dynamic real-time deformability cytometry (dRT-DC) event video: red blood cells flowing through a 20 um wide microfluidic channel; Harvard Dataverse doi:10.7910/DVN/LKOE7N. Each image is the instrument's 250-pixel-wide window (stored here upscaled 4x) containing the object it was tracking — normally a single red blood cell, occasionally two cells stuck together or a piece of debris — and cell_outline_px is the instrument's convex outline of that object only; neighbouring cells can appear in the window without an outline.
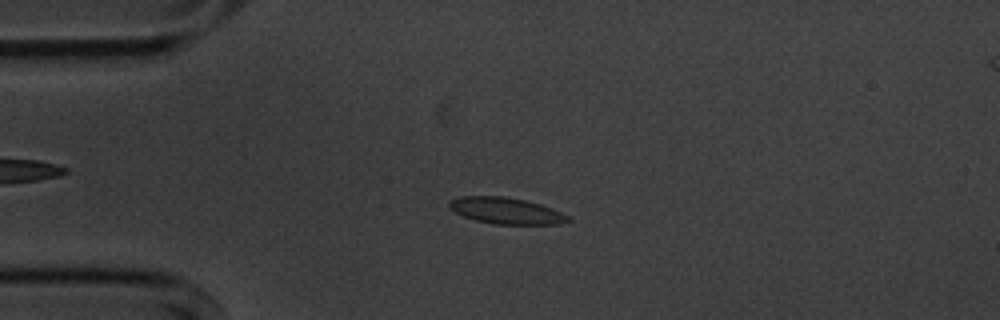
{"species": "common noctule bat (a hibernating species)", "species_latin": "Nyctalus noctula", "temperature_condition": "cold", "stored_images_in_passage": 54, "camera_frame_rate_fps": 3000, "um_per_image_px": 0.085, "animal": {"sex": "male", "body_mass_g": 20.1, "forearm_length_mm": 53.5}, "frame": {"image": 1, "passage_image": 12, "time_ms": 3.667, "image_size_px": [1000, 320], "cell_outline_px": [[572, 220], [556, 224], [496, 224], [476, 220], [464, 216], [448, 208], [448, 204], [452, 200], [460, 196], [504, 196], [524, 200], [540, 204], [552, 208], [572, 216]], "centroid_in_image_um": [43.06, 17.91], "position_along_channel_um": 41.9, "area_um2": 18.21}}
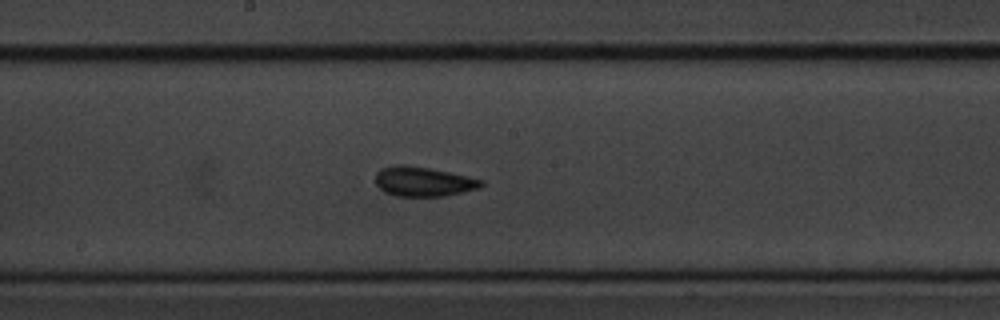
{"frame": {"image": 2, "passage_image": 28, "time_ms": 9.0, "image_size_px": [1000, 320], "cell_outline_px": [[484, 184], [480, 188], [464, 192], [444, 196], [396, 196], [384, 192], [376, 184], [376, 172], [380, 168], [392, 164], [408, 164], [468, 176], [484, 180]], "centroid_in_image_um": [35.97, 15.42], "position_along_channel_um": 212.2, "area_um2": 18.5}}
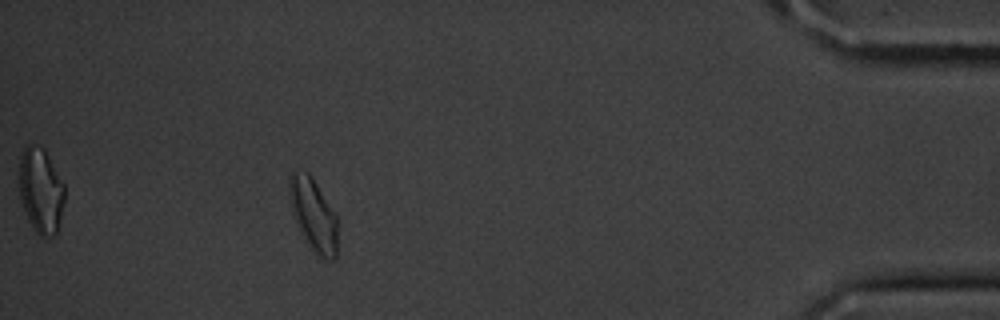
{"frame": {"image": 3, "passage_image": 49, "time_ms": 16.0, "image_size_px": [1000, 320], "cell_outline_px": [[336, 260], [328, 260], [316, 256], [304, 240], [300, 232], [296, 220], [288, 192], [288, 176], [292, 172], [308, 172], [312, 176], [336, 216]], "centroid_in_image_um": [26.62, 18.28], "position_along_channel_um": 408.6, "area_um2": 20.23}, "authors_computed_cell_mechanics": {"area_um2": 17.8313, "velocity_mm_per_s": 3.5822, "shape_relaxation_time_tau1_ms": 2.8647, "shape_relaxation_time_tau2_ms": 3.3153, "deformation_change_tau1": 0.0917, "deformation_change_tau2": 0.0618}}